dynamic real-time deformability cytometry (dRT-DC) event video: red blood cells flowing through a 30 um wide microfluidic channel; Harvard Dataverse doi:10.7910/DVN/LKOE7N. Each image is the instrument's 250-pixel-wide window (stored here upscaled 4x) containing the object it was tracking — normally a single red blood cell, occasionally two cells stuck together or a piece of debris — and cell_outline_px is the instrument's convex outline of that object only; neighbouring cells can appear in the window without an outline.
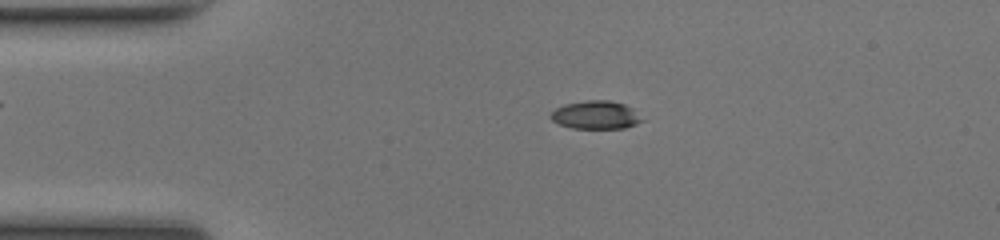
{"species": "common noctule bat (a hibernating species)", "species_latin": "Nyctalus noctula", "temperature_condition": "room temperature", "stored_images_in_passage": 51, "camera_frame_rate_fps": 3000, "um_per_image_px": 0.085, "animal": {"sex": "female", "body_mass_g": 17.0, "forearm_length_mm": 48.0}, "frame": {"image": 1, "passage_image": 12, "time_ms": 3.667, "image_size_px": [1000, 240], "cell_outline_px": [[644, 120], [636, 124], [624, 128], [572, 128], [560, 124], [552, 120], [548, 116], [556, 108], [564, 104], [588, 100], [608, 100], [624, 104], [632, 108]], "centroid_in_image_um": [50.63, 9.77], "position_along_channel_um": 34.4, "area_um2": 14.91}}
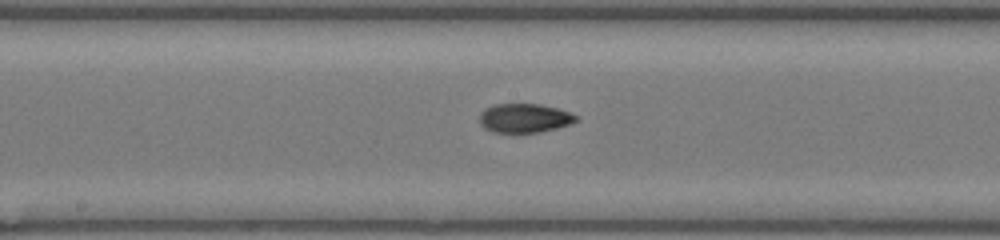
{"frame": {"image": 2, "passage_image": 27, "time_ms": 8.667, "image_size_px": [1000, 240], "cell_outline_px": [[580, 116], [576, 120], [568, 124], [556, 128], [540, 132], [492, 132], [484, 128], [480, 124], [480, 112], [496, 104], [540, 104], [556, 108]], "centroid_in_image_um": [44.57, 10.04], "position_along_channel_um": 203.6, "area_um2": 16.13}}
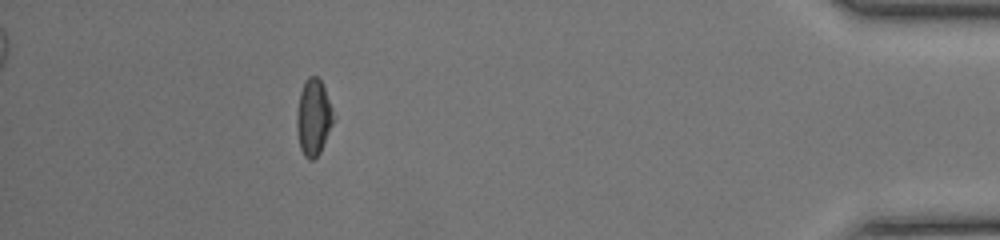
{"frame": {"image": 3, "passage_image": 46, "time_ms": 15.0, "image_size_px": [1000, 240], "cell_outline_px": [[336, 120], [320, 152], [312, 160], [308, 160], [304, 156], [300, 148], [296, 128], [296, 116], [300, 92], [308, 76], [316, 76], [320, 80], [324, 88], [336, 116]], "centroid_in_image_um": [26.67, 10.0], "position_along_channel_um": 408.5, "area_um2": 16.53}, "authors_computed_cell_mechanics": {"area_um2": 16.0106, "velocity_mm_per_s": 4.1917, "shape_relaxation_time_tau1_ms": 8.1576, "shape_relaxation_time_tau2_ms": 1.9569, "deformation_change_tau1": 0.2597, "deformation_change_tau2": 0.072}}